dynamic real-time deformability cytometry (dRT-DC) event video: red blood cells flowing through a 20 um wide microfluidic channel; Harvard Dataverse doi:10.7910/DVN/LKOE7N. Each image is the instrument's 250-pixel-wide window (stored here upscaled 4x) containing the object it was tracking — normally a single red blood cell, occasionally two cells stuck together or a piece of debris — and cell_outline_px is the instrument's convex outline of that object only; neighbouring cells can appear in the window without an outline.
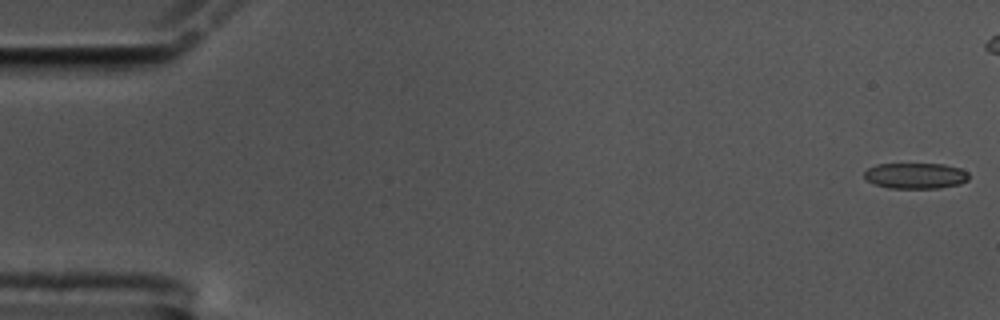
{"species": "common noctule bat (a hibernating species)", "species_latin": "Nyctalus noctula", "temperature_condition": "cold", "stored_images_in_passage": 51, "camera_frame_rate_fps": 3000, "um_per_image_px": 0.085, "animal": {"sex": "male", "body_mass_g": 17.5, "forearm_length_mm": 52.3}, "frame": {"image": 1, "passage_image": 1, "time_ms": 0.0, "image_size_px": [1000, 320], "cell_outline_px": [[968, 180], [960, 184], [936, 188], [888, 188], [872, 184], [864, 176], [864, 172], [868, 168], [876, 164], [944, 164], [960, 168], [968, 172]], "centroid_in_image_um": [77.81, 14.94], "position_along_channel_um": 7.2, "area_um2": 15.78}}
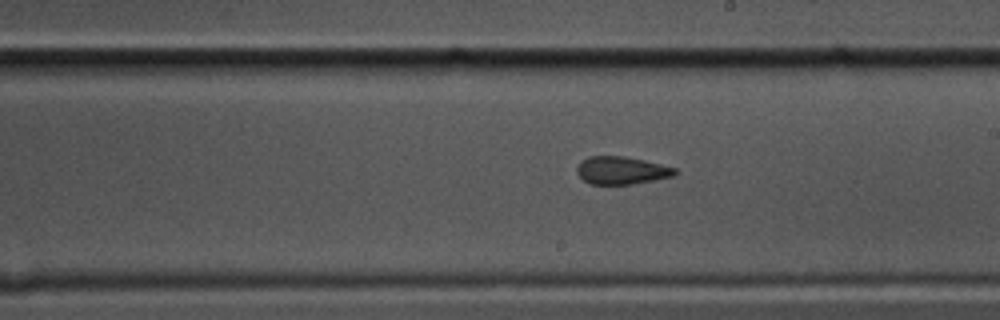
{"frame": {"image": 2, "passage_image": 33, "time_ms": 10.667, "image_size_px": [1000, 320], "cell_outline_px": [[676, 172], [672, 176], [632, 184], [588, 184], [576, 172], [576, 168], [588, 156], [624, 156], [644, 160], [676, 168]], "centroid_in_image_um": [52.8, 14.48], "position_along_channel_um": 236.2, "area_um2": 15.61}}
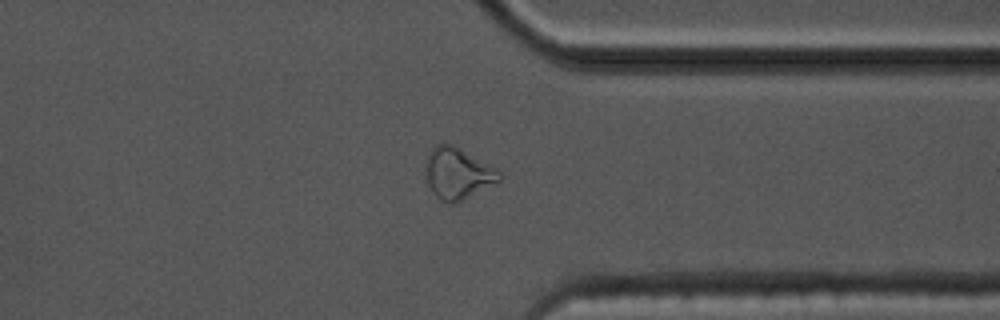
{"frame": {"image": 3, "passage_image": 45, "time_ms": 14.667, "image_size_px": [1000, 320], "cell_outline_px": [[500, 180], [452, 204], [448, 204], [440, 200], [432, 192], [428, 184], [424, 168], [424, 164], [432, 148], [436, 144], [452, 144], [496, 168], [500, 172]], "centroid_in_image_um": [38.85, 14.73], "position_along_channel_um": 372.6, "area_um2": 21.62}, "authors_computed_cell_mechanics": {"area_um2": 16.3574, "velocity_mm_per_s": 3.4617, "shape_relaxation_time_tau1_ms": null, "shape_relaxation_time_tau2_ms": 2.4223, "deformation_change_tau1": null, "deformation_change_tau2": 0.0874}}